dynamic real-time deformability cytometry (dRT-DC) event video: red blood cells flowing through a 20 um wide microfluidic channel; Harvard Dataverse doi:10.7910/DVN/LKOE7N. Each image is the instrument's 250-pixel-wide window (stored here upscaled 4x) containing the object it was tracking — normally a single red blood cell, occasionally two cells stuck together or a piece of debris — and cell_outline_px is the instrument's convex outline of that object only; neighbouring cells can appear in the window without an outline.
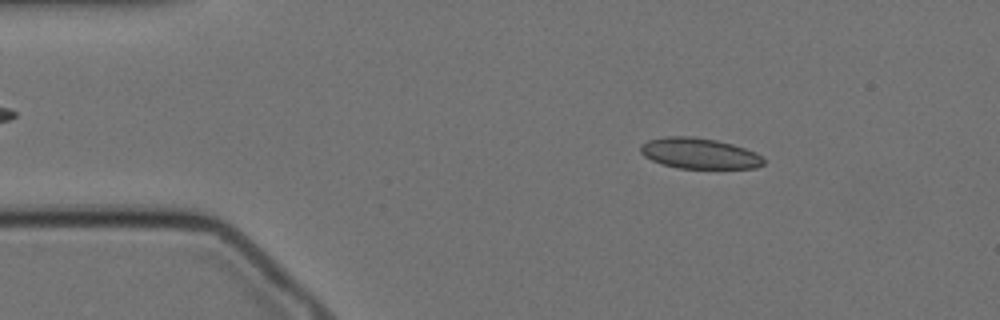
{"species": "Egyptian fruit bat (a non-hibernating species)", "species_latin": "Rousettus aegyptiacus", "temperature_condition": "cold", "stored_images_in_passage": 57, "camera_frame_rate_fps": 3000, "um_per_image_px": 0.085, "animal": {"sex": "female"}, "frame": {"image": 1, "passage_image": 9, "time_ms": 2.667, "image_size_px": [1000, 320], "cell_outline_px": [[764, 164], [756, 168], [676, 168], [652, 160], [644, 156], [640, 152], [640, 144], [648, 140], [664, 136], [692, 136], [716, 140], [732, 144], [756, 152], [764, 160]], "centroid_in_image_um": [59.42, 13.03], "position_along_channel_um": 25.6, "area_um2": 22.02}}
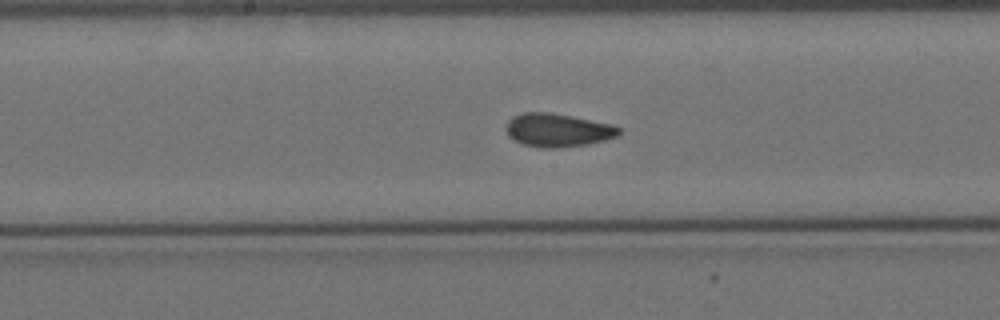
{"frame": {"image": 2, "passage_image": 29, "time_ms": 9.333, "image_size_px": [1000, 320], "cell_outline_px": [[624, 128], [620, 136], [588, 144], [556, 148], [540, 148], [524, 144], [508, 136], [508, 120], [512, 116], [524, 112], [552, 112], [612, 124]], "centroid_in_image_um": [47.48, 11.05], "position_along_channel_um": 200.7, "area_um2": 22.08}}
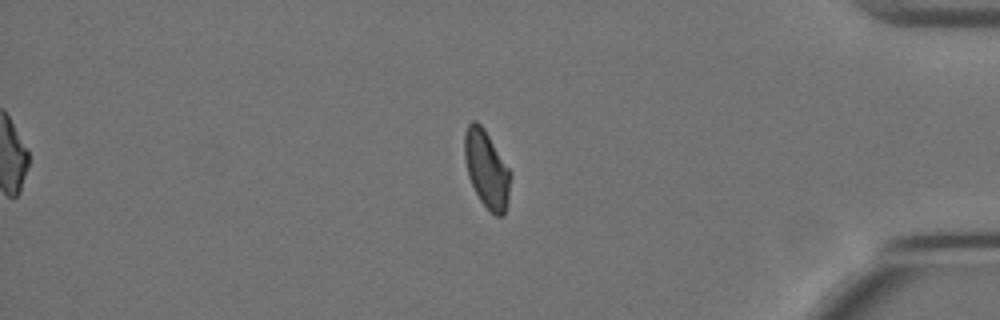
{"frame": {"image": 3, "passage_image": 49, "time_ms": 16.0, "image_size_px": [1000, 320], "cell_outline_px": [[512, 172], [508, 200], [504, 216], [496, 216], [480, 200], [468, 176], [464, 156], [464, 132], [468, 124], [472, 120], [476, 120], [484, 128]], "centroid_in_image_um": [41.37, 14.35], "position_along_channel_um": 393.8, "area_um2": 20.81}, "authors_computed_cell_mechanics": {"area_um2": 21.675, "velocity_mm_per_s": 3.4106, "shape_relaxation_time_tau1_ms": null, "shape_relaxation_time_tau2_ms": 1.4669, "deformation_change_tau1": null, "deformation_change_tau2": 0.0579}}